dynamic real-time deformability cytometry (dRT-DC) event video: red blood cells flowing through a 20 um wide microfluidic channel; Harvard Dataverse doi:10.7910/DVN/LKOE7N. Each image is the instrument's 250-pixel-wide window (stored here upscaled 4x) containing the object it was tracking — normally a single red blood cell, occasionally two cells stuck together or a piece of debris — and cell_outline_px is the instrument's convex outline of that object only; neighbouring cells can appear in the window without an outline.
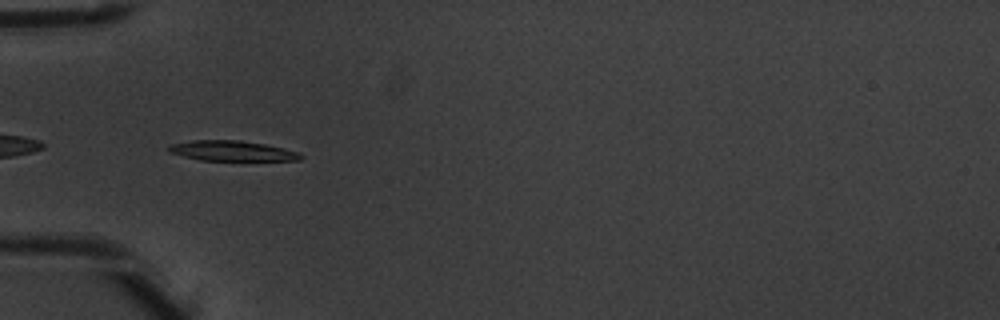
{"species": "common noctule bat (a hibernating species)", "species_latin": "Nyctalus noctula", "temperature_condition": "warm", "stored_images_in_passage": 6, "camera_frame_rate_fps": 3000, "um_per_image_px": 0.085, "animal": {"sex": "male", "body_mass_g": 20.1, "forearm_length_mm": 53.5}, "frame": {"image": 1, "passage_image": 4, "time_ms": 1.0, "image_size_px": [1000, 320], "cell_outline_px": [[304, 156], [300, 160], [200, 160], [168, 152], [168, 148], [172, 144], [192, 140], [240, 140], [264, 144], [284, 148], [300, 152]], "centroid_in_image_um": [19.75, 12.82], "position_along_channel_um": 65.2, "area_um2": 15.43}}
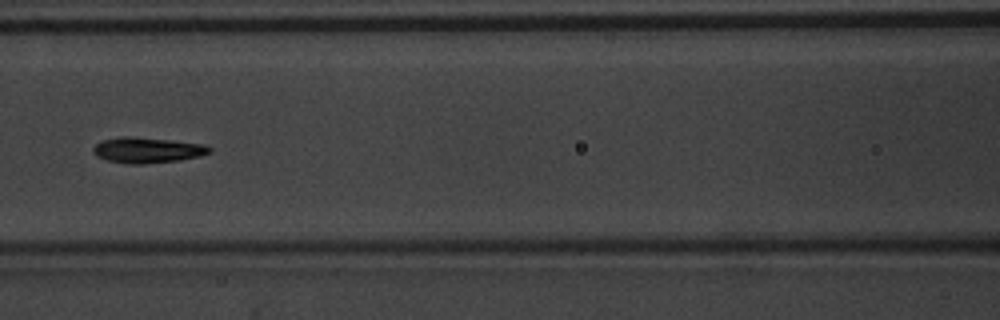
{"frame": {"image": 2, "passage_image": 6, "time_ms": 1.667, "image_size_px": [1000, 320], "cell_outline_px": [[212, 152], [200, 156], [180, 160], [144, 164], [128, 164], [108, 160], [96, 156], [92, 152], [92, 148], [100, 140], [120, 136], [128, 136], [208, 144], [212, 148]], "centroid_in_image_um": [12.53, 12.76], "position_along_channel_um": 154.1, "area_um2": 17.57}}